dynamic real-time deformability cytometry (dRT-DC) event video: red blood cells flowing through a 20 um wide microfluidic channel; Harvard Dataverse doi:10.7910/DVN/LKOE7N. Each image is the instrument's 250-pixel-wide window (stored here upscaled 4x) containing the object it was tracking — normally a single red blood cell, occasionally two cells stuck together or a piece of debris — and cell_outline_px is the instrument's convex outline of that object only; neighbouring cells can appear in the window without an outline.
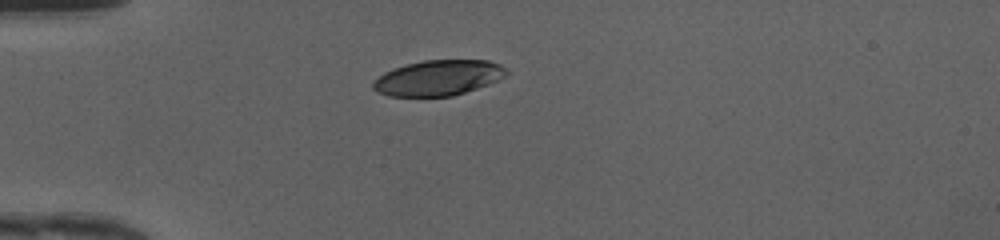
{"species": "human", "species_latin": "Homo sapiens", "temperature_condition": "cold", "stored_images_in_passage": 36, "camera_frame_rate_fps": 3000, "um_per_image_px": 0.085, "donor": {"sex": "female"}, "frame": {"image": 1, "passage_image": 1, "time_ms": 0.0, "image_size_px": [1000, 240], "cell_outline_px": [[508, 72], [504, 76], [488, 84], [452, 96], [388, 96], [372, 88], [372, 84], [384, 72], [408, 64], [424, 60], [488, 60], [500, 64]], "centroid_in_image_um": [37.26, 6.61], "position_along_channel_um": 47.7, "area_um2": 27.05}}
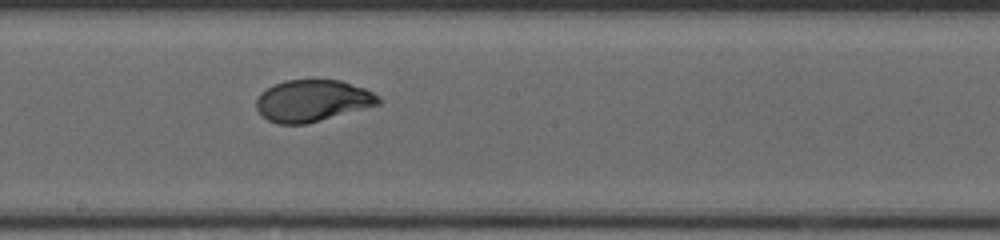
{"frame": {"image": 2, "passage_image": 15, "time_ms": 4.667, "image_size_px": [1000, 240], "cell_outline_px": [[384, 100], [380, 104], [320, 120], [304, 124], [276, 124], [268, 120], [256, 108], [256, 100], [260, 92], [272, 84], [284, 80], [340, 80], [364, 88], [380, 96]], "centroid_in_image_um": [26.55, 8.55], "position_along_channel_um": 221.7, "area_um2": 29.71}}
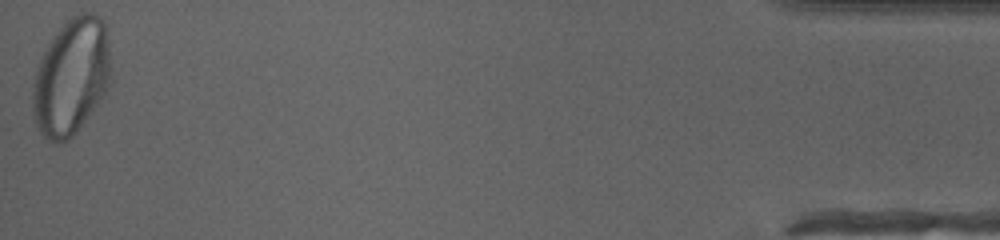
{"frame": {"image": 3, "passage_image": 36, "time_ms": 11.667, "image_size_px": [1000, 240], "cell_outline_px": [[112, 80], [104, 96], [80, 128], [68, 140], [52, 140], [44, 136], [40, 132], [36, 124], [32, 112], [32, 84], [40, 60], [52, 36], [72, 16], [84, 12], [92, 12], [104, 20], [108, 36], [112, 68]], "centroid_in_image_um": [6.1, 6.5], "position_along_channel_um": 429.1, "area_um2": 53.58}, "authors_computed_cell_mechanics": {"area_um2": 30.3739, "velocity_mm_per_s": 4.2062, "shape_relaxation_time_tau1_ms": 4.223, "shape_relaxation_time_tau2_ms": null, "deformation_change_tau1": 0.1925, "deformation_change_tau2": null}}